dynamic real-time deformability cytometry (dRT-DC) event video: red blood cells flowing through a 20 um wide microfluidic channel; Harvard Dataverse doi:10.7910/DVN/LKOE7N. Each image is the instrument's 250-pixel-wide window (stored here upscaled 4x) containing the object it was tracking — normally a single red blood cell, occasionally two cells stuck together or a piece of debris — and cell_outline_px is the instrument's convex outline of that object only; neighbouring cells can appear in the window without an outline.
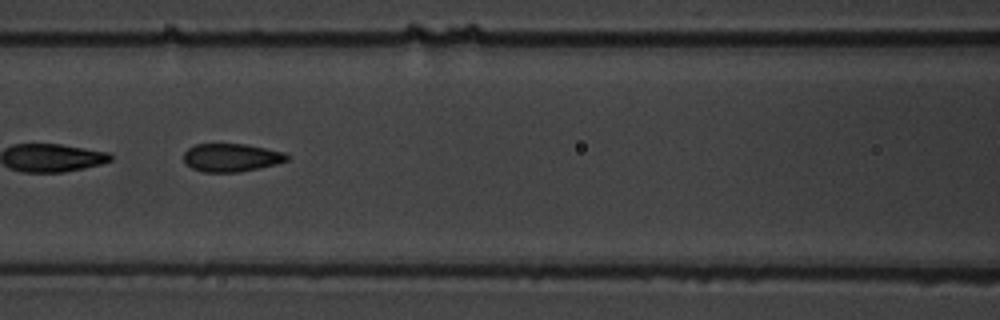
{"species": "common noctule bat (a hibernating species)", "species_latin": "Nyctalus noctula", "temperature_condition": "warm", "stored_images_in_passage": 8, "camera_frame_rate_fps": 3000, "um_per_image_px": 0.085, "animal": {"sex": "male", "body_mass_g": 19.5, "forearm_length_mm": 54.6}, "frame": {"image": 1, "passage_image": 7, "time_ms": 7.333, "image_size_px": [1000, 320], "cell_outline_px": [[288, 160], [276, 164], [236, 172], [204, 172], [192, 168], [184, 160], [184, 152], [188, 148], [196, 144], [244, 144], [284, 152], [288, 156]], "centroid_in_image_um": [19.64, 13.39], "position_along_channel_um": 147.0, "area_um2": 16.65}}